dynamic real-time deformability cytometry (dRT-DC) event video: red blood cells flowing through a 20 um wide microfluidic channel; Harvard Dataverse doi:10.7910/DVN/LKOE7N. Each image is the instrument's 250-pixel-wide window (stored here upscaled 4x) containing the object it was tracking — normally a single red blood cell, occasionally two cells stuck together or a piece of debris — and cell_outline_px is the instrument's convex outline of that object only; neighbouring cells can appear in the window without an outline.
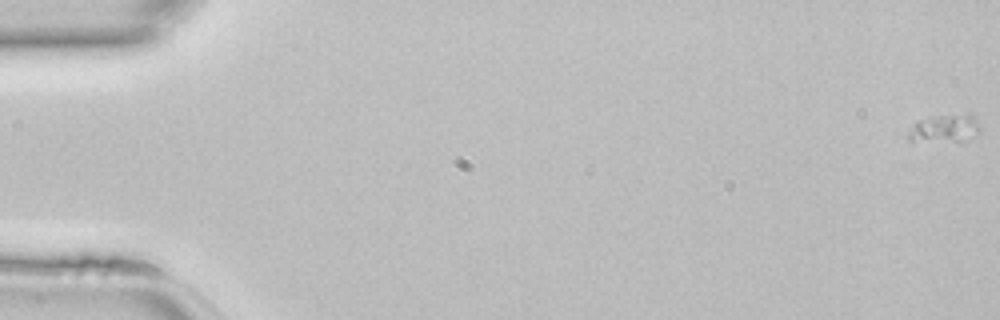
{"species": "common noctule bat (a hibernating species)", "species_latin": "Nyctalus noctula", "temperature_condition": "room temperature", "stored_images_in_passage": 12, "segment_of_instrument_passage": [1, 2], "camera_frame_rate_fps": 3000, "um_per_image_px": 0.085, "animal": {"sex": "female", "body_mass_g": 22.7, "forearm_length_mm": 54.2}, "frame": {"image": 1, "passage_image": 1, "time_ms": 0.0, "image_size_px": [1000, 320], "cell_outline_px": [[980, 132], [968, 140], [960, 144], [908, 144], [908, 132], [912, 124], [920, 120], [936, 116], [968, 112], [972, 112], [980, 124]], "centroid_in_image_um": [80.29, 11.01], "position_along_channel_um": 4.7, "area_um2": 13.29}}